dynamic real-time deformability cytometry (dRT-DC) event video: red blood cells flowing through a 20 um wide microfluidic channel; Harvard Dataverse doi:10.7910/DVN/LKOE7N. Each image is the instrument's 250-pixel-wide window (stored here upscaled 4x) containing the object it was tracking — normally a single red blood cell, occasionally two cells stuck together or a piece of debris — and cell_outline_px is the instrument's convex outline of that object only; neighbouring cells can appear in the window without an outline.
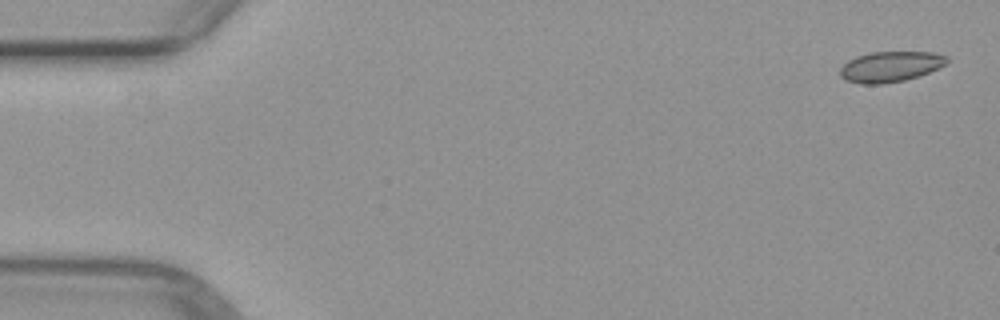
{"species": "common noctule bat (a hibernating species)", "species_latin": "Nyctalus noctula", "temperature_condition": "warm", "stored_images_in_passage": 5, "camera_frame_rate_fps": 3000, "um_per_image_px": 0.085, "animal": {"sex": "female", "body_mass_g": 29.2, "forearm_length_mm": 56.3}, "frame": {"image": 1, "passage_image": 1, "time_ms": 0.0, "image_size_px": [1000, 320], "cell_outline_px": [[948, 60], [944, 64], [928, 72], [904, 80], [880, 84], [860, 84], [844, 80], [840, 76], [840, 68], [848, 60], [856, 56], [872, 52], [932, 52], [948, 56]], "centroid_in_image_um": [75.63, 5.66], "position_along_channel_um": 9.4, "area_um2": 18.84}}
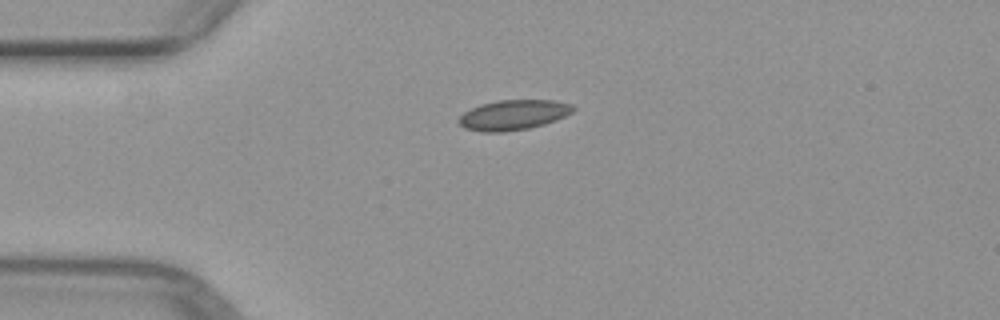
{"frame": {"image": 2, "passage_image": 4, "time_ms": 3.667, "image_size_px": [1000, 320], "cell_outline_px": [[576, 108], [572, 112], [556, 120], [544, 124], [528, 128], [504, 132], [484, 132], [464, 128], [456, 120], [464, 112], [480, 104], [496, 100], [552, 100], [572, 104]], "centroid_in_image_um": [43.62, 9.76], "position_along_channel_um": 41.4, "area_um2": 20.06}}